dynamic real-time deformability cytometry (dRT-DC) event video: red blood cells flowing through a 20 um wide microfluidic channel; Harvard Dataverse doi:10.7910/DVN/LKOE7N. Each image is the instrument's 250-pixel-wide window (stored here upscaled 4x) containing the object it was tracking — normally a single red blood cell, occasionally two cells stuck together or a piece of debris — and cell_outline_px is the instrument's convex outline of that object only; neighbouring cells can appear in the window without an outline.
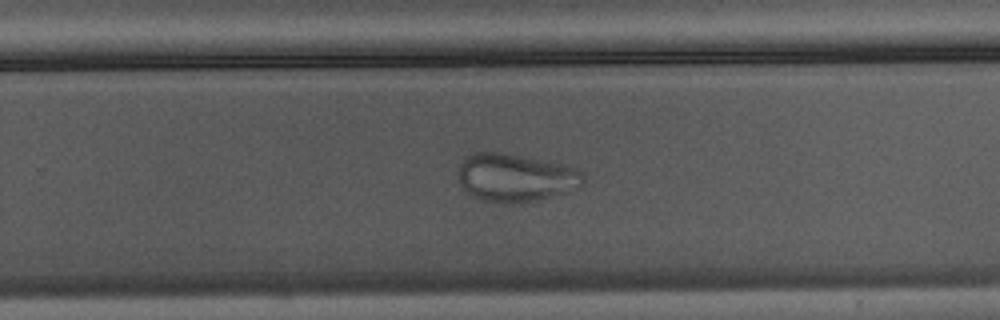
{"species": "Egyptian fruit bat (a non-hibernating species)", "species_latin": "Rousettus aegyptiacus", "temperature_condition": "warm", "stored_images_in_passage": 37, "camera_frame_rate_fps": 3000, "um_per_image_px": 0.085, "animal": {"sex": "male"}, "frame": {"image": 1, "passage_image": 22, "time_ms": 7.0, "image_size_px": [1000, 320], "cell_outline_px": [[584, 180], [580, 184], [564, 192], [536, 200], [484, 200], [468, 192], [460, 184], [456, 176], [456, 168], [464, 156], [472, 152], [508, 152], [560, 164], [576, 168], [584, 172]], "centroid_in_image_um": [43.74, 15.01], "position_along_channel_um": 286.1, "area_um2": 34.33}}